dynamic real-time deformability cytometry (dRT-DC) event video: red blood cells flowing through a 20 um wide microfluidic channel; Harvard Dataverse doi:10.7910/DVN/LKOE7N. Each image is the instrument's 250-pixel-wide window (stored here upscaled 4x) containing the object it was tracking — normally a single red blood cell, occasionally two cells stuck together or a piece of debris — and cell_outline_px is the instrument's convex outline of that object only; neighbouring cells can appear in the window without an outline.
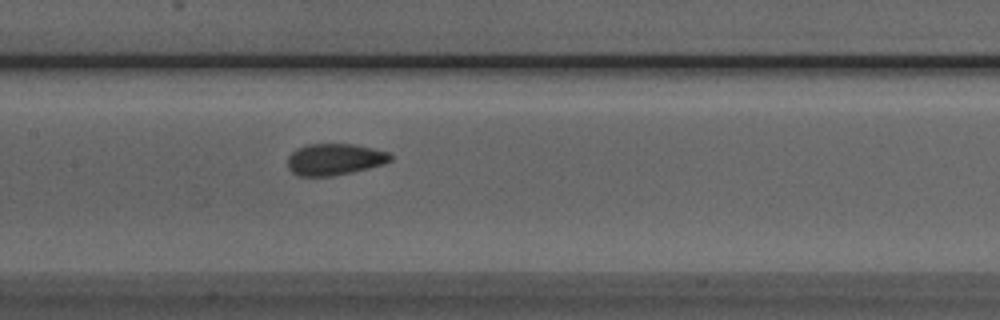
{"species": "Egyptian fruit bat (a non-hibernating species)", "species_latin": "Rousettus aegyptiacus", "temperature_condition": "room temperature", "stored_images_in_passage": 28, "camera_frame_rate_fps": 3000, "um_per_image_px": 0.085, "animal": {"sex": "male"}, "frame": {"image": 1, "passage_image": 12, "time_ms": 3.667, "image_size_px": [1000, 320], "cell_outline_px": [[392, 160], [384, 164], [368, 168], [332, 176], [300, 176], [292, 172], [288, 168], [288, 156], [296, 148], [308, 144], [352, 144], [372, 148], [388, 152], [392, 156]], "centroid_in_image_um": [28.43, 13.54], "position_along_channel_um": 179.0, "area_um2": 18.84}}
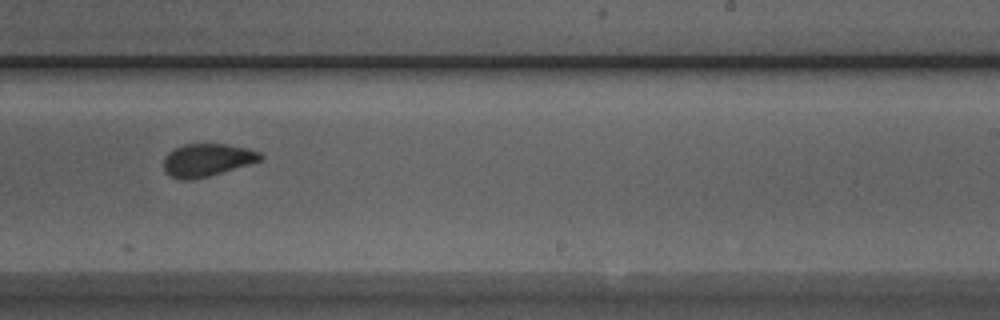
{"frame": {"image": 2, "passage_image": 19, "time_ms": 6.0, "image_size_px": [1000, 320], "cell_outline_px": [[264, 156], [260, 160], [208, 176], [192, 180], [180, 180], [172, 176], [164, 168], [164, 156], [168, 152], [184, 144], [228, 144], [248, 148], [260, 152]], "centroid_in_image_um": [17.59, 13.59], "position_along_channel_um": 271.4, "area_um2": 18.21}}
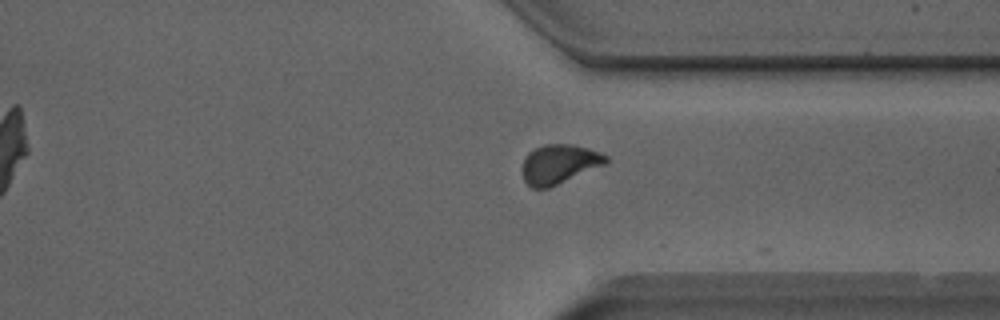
{"frame": {"image": 3, "passage_image": 26, "time_ms": 8.333, "image_size_px": [1000, 320], "cell_outline_px": [[608, 160], [604, 164], [548, 188], [532, 188], [524, 180], [524, 160], [528, 152], [544, 144], [572, 144], [588, 148], [600, 152], [608, 156]], "centroid_in_image_um": [47.53, 13.93], "position_along_channel_um": 363.9, "area_um2": 18.73}}